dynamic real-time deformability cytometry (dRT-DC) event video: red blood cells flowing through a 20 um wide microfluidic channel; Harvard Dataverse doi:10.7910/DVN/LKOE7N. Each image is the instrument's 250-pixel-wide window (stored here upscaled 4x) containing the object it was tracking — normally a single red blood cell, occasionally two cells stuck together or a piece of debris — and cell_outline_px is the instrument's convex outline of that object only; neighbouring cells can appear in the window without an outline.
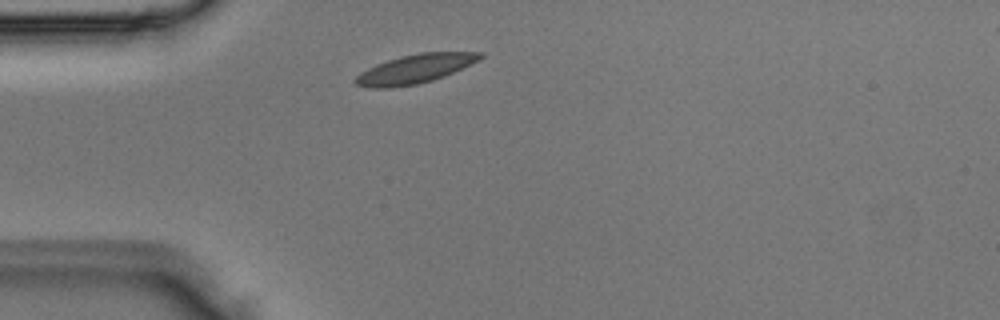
{"species": "Egyptian fruit bat (a non-hibernating species)", "species_latin": "Rousettus aegyptiacus", "temperature_condition": "room temperature", "stored_images_in_passage": 1, "camera_frame_rate_fps": 3000, "um_per_image_px": 0.085, "animal": {"sex": "male"}, "frame": {"image": 1, "passage_image": 1, "time_ms": 0.0, "image_size_px": [1000, 320], "cell_outline_px": [[484, 56], [480, 60], [444, 76], [432, 80], [416, 84], [384, 88], [372, 88], [356, 84], [352, 80], [360, 72], [376, 64], [400, 56], [420, 52], [484, 52]], "centroid_in_image_um": [35.28, 5.84], "position_along_channel_um": 49.7, "area_um2": 20.92}}